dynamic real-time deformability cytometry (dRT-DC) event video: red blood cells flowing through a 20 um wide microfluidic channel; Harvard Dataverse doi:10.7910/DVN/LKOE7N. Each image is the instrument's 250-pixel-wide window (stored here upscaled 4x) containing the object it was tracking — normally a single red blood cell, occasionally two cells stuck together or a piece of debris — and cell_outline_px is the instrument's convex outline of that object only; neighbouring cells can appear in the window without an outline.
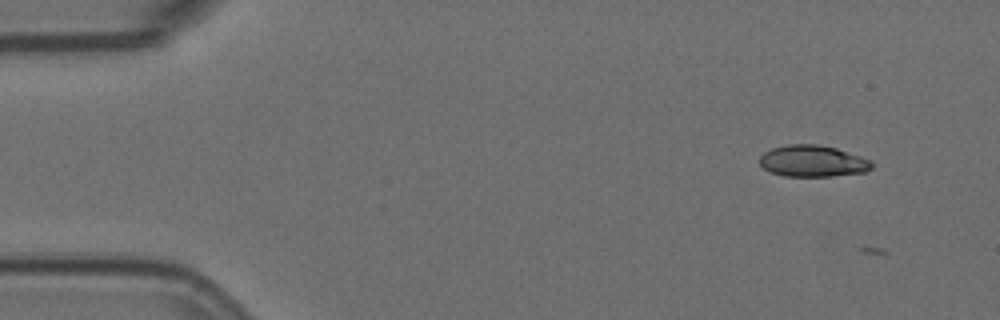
{"species": "Egyptian fruit bat (a non-hibernating species)", "species_latin": "Rousettus aegyptiacus", "temperature_condition": "room temperature", "stored_images_in_passage": 7, "camera_frame_rate_fps": 3000, "um_per_image_px": 0.085, "animal": {"sex": "female"}, "frame": {"image": 1, "passage_image": 5, "time_ms": 1.333, "image_size_px": [1000, 320], "cell_outline_px": [[876, 164], [872, 168], [864, 172], [832, 176], [784, 176], [772, 172], [764, 168], [760, 164], [760, 156], [764, 152], [772, 148], [788, 144], [816, 144], [836, 148], [872, 160]], "centroid_in_image_um": [69.11, 13.69], "position_along_channel_um": 15.9, "area_um2": 20.63}}